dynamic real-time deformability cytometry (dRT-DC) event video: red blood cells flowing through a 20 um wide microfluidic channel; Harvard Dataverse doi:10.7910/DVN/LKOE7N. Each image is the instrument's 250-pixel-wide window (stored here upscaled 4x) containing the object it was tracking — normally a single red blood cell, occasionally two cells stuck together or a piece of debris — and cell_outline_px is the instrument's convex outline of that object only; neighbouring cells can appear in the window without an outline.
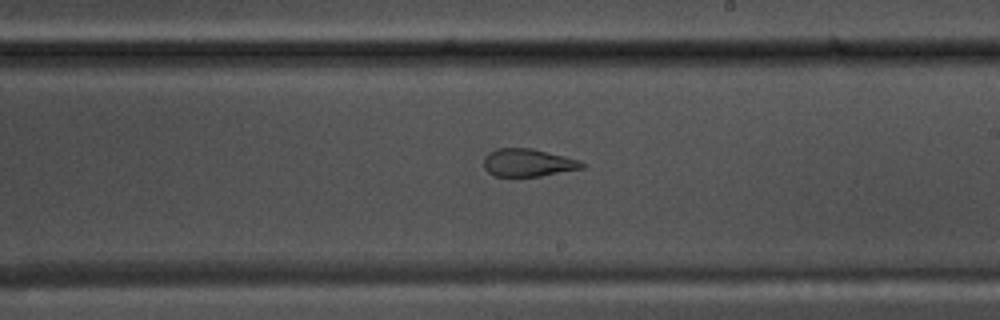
{"species": "common noctule bat (a hibernating species)", "species_latin": "Nyctalus noctula", "temperature_condition": "warm", "stored_images_in_passage": 48, "camera_frame_rate_fps": 3000, "um_per_image_px": 0.085, "animal": {"sex": "male", "body_mass_g": 17.5, "forearm_length_mm": 52.3}, "frame": {"image": 1, "passage_image": 31, "time_ms": 10.0, "image_size_px": [1000, 320], "cell_outline_px": [[584, 168], [540, 176], [496, 176], [488, 172], [484, 168], [484, 156], [488, 152], [496, 148], [532, 148], [580, 160], [584, 164]], "centroid_in_image_um": [44.85, 13.82], "position_along_channel_um": 244.1, "area_um2": 15.9}}
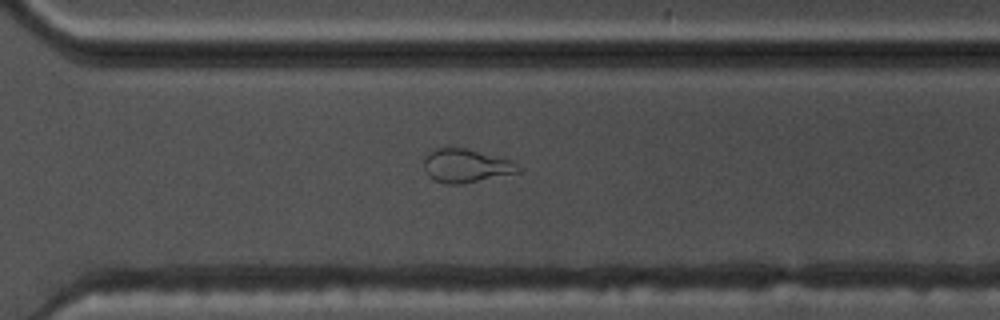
{"frame": {"image": 2, "passage_image": 38, "time_ms": 12.333, "image_size_px": [1000, 320], "cell_outline_px": [[520, 172], [460, 184], [444, 184], [428, 176], [424, 168], [424, 156], [428, 152], [436, 148], [452, 144], [516, 160]], "centroid_in_image_um": [39.6, 14.03], "position_along_channel_um": 331.0, "area_um2": 19.13}}
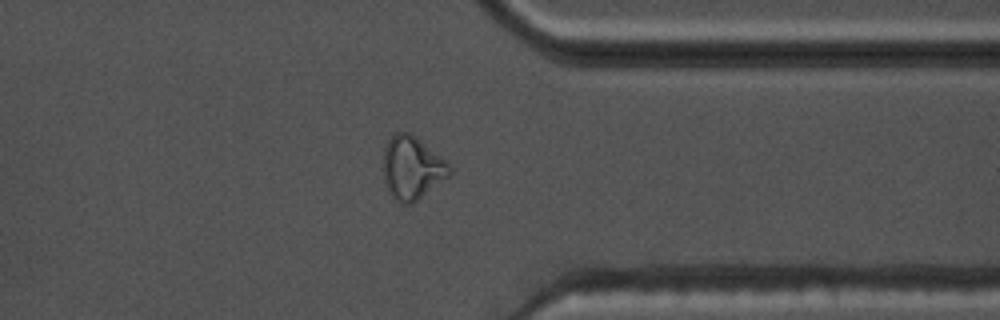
{"frame": {"image": 3, "passage_image": 42, "time_ms": 13.667, "image_size_px": [1000, 320], "cell_outline_px": [[452, 172], [448, 176], [412, 204], [404, 204], [396, 200], [392, 196], [384, 180], [384, 148], [388, 140], [396, 132], [412, 132], [452, 164]], "centroid_in_image_um": [35.06, 14.23], "position_along_channel_um": 376.3, "area_um2": 24.45}, "authors_computed_cell_mechanics": {"area_um2": 20.1433, "velocity_mm_per_s": 3.7287, "shape_relaxation_time_tau1_ms": null, "shape_relaxation_time_tau2_ms": 1.268, "deformation_change_tau1": null, "deformation_change_tau2": 0.0797}}